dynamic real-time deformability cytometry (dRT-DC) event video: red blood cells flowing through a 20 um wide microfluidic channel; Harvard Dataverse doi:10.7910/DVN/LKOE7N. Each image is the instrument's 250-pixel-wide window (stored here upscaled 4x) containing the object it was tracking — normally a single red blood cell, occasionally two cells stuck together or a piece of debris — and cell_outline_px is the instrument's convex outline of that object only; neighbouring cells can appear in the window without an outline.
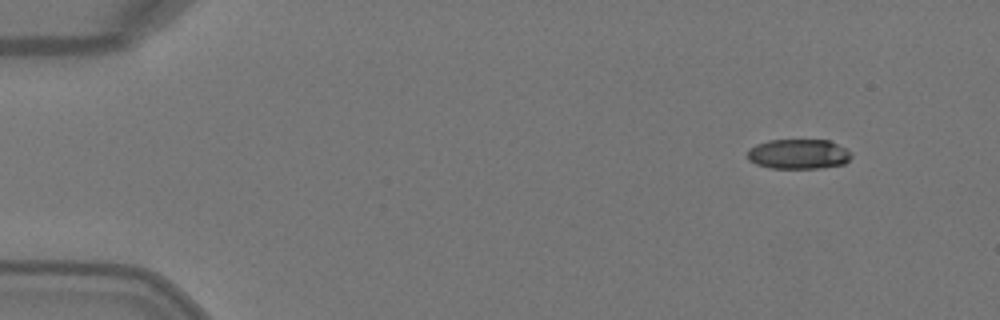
{"species": "Egyptian fruit bat (a non-hibernating species)", "species_latin": "Rousettus aegyptiacus", "temperature_condition": "warm", "stored_images_in_passage": 3, "camera_frame_rate_fps": 3000, "um_per_image_px": 0.085, "animal": {"sex": "female"}, "frame": {"image": 1, "passage_image": 1, "time_ms": 0.0, "image_size_px": [1000, 320], "cell_outline_px": [[852, 156], [844, 164], [820, 168], [768, 168], [756, 164], [748, 160], [748, 148], [756, 144], [768, 140], [828, 140], [852, 152]], "centroid_in_image_um": [67.84, 13.1], "position_along_channel_um": 17.2, "area_um2": 18.15}}
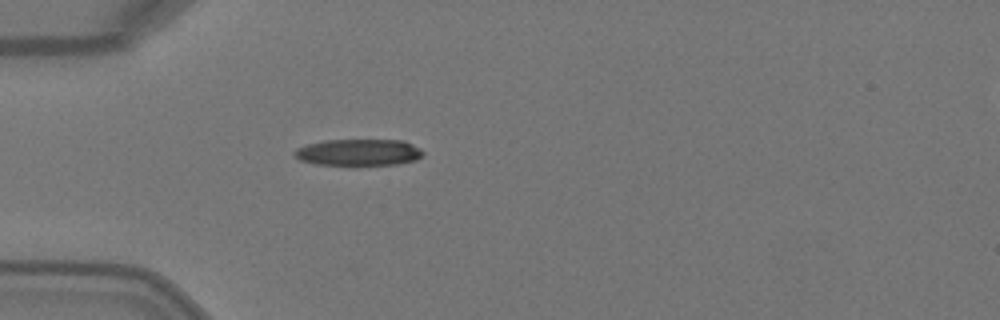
{"frame": {"image": 2, "passage_image": 3, "time_ms": 0.667, "image_size_px": [1000, 320], "cell_outline_px": [[424, 152], [416, 160], [396, 164], [356, 168], [352, 168], [316, 164], [300, 160], [292, 152], [296, 148], [308, 144], [324, 140], [404, 140], [420, 148]], "centroid_in_image_um": [30.46, 13.0], "position_along_channel_um": 54.5, "area_um2": 20.87}}